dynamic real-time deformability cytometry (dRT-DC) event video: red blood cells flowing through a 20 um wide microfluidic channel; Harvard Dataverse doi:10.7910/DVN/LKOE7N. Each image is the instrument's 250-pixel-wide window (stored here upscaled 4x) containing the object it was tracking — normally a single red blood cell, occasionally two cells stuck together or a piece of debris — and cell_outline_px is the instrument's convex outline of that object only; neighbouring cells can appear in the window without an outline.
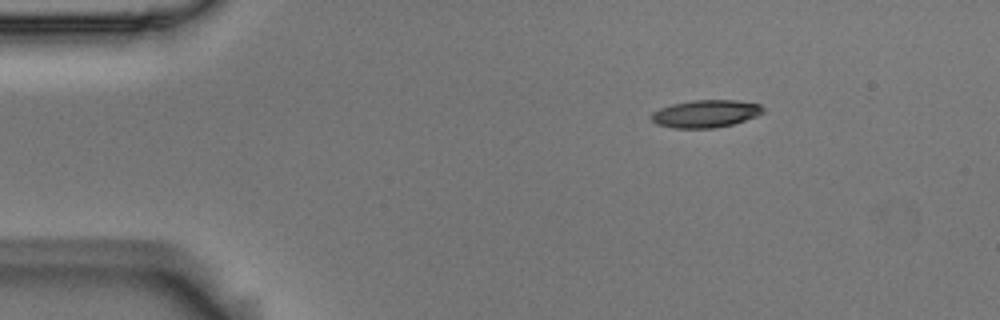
{"species": "Egyptian fruit bat (a non-hibernating species)", "species_latin": "Rousettus aegyptiacus", "temperature_condition": "room temperature", "stored_images_in_passage": 48, "camera_frame_rate_fps": 3000, "um_per_image_px": 0.085, "animal": {"sex": "male"}, "frame": {"image": 1, "passage_image": 1, "time_ms": 0.0, "image_size_px": [1000, 320], "cell_outline_px": [[764, 112], [756, 116], [732, 124], [716, 128], [672, 128], [656, 124], [652, 120], [652, 112], [660, 108], [672, 104], [692, 100], [736, 100], [760, 104], [764, 108]], "centroid_in_image_um": [59.98, 9.66], "position_along_channel_um": 25.0, "area_um2": 17.92}}
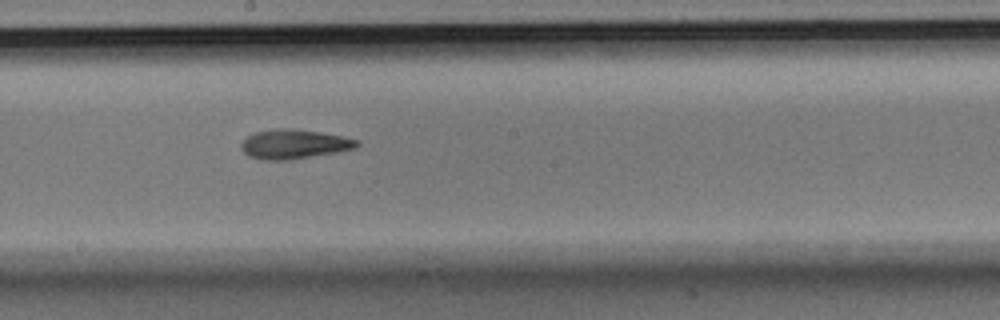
{"frame": {"image": 2, "passage_image": 23, "time_ms": 7.333, "image_size_px": [1000, 320], "cell_outline_px": [[360, 144], [356, 148], [336, 152], [288, 160], [260, 160], [248, 156], [240, 148], [240, 144], [248, 136], [256, 132], [276, 128], [292, 128], [320, 132], [344, 136], [360, 140]], "centroid_in_image_um": [25.0, 12.25], "position_along_channel_um": 223.2, "area_um2": 19.94}}
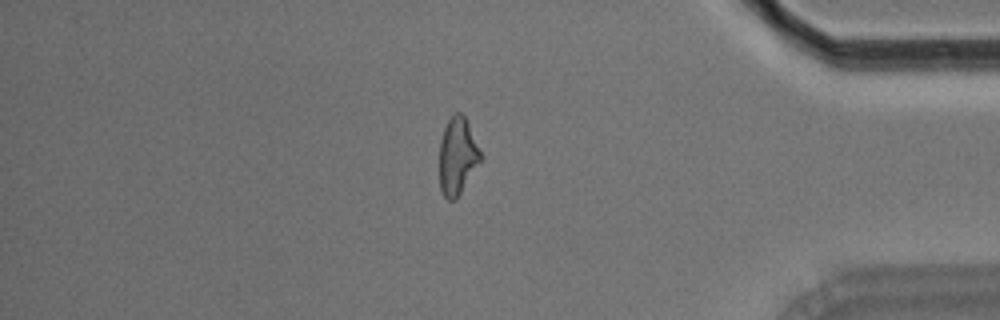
{"frame": {"image": 3, "passage_image": 40, "time_ms": 13.0, "image_size_px": [1000, 320], "cell_outline_px": [[480, 160], [456, 200], [448, 200], [444, 196], [440, 188], [440, 140], [444, 128], [448, 120], [456, 112], [460, 112], [464, 116], [468, 124], [480, 152]], "centroid_in_image_um": [38.85, 13.28], "position_along_channel_um": 396.4, "area_um2": 17.92}, "authors_computed_cell_mechanics": {"area_um2": 18.9295, "velocity_mm_per_s": 3.5944, "shape_relaxation_time_tau1_ms": 4.3856, "shape_relaxation_time_tau2_ms": 5.4192, "deformation_change_tau1": 0.2069, "deformation_change_tau2": 0.1573}}